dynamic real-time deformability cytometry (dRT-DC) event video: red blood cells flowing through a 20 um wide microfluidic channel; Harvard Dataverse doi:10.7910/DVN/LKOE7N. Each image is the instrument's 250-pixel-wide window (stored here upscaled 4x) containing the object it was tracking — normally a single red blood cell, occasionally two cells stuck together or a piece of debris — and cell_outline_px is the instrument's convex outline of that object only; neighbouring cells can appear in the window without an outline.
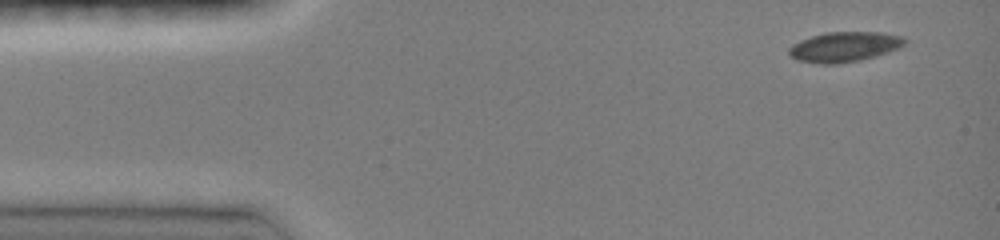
{"species": "common noctule bat (a hibernating species)", "species_latin": "Nyctalus noctula", "temperature_condition": "room temperature", "stored_images_in_passage": 9, "camera_frame_rate_fps": 3000, "um_per_image_px": 0.085, "animal": {"sex": "female", "body_mass_g": 19.0, "forearm_length_mm": 51.5}, "frame": {"image": 1, "passage_image": 1, "time_ms": 0.0, "image_size_px": [1000, 240], "cell_outline_px": [[908, 40], [904, 44], [888, 52], [876, 56], [860, 60], [836, 64], [820, 64], [796, 60], [788, 56], [788, 48], [792, 44], [800, 40], [812, 36], [828, 32], [880, 32], [904, 36]], "centroid_in_image_um": [71.74, 3.98], "position_along_channel_um": 13.3, "area_um2": 20.4}}
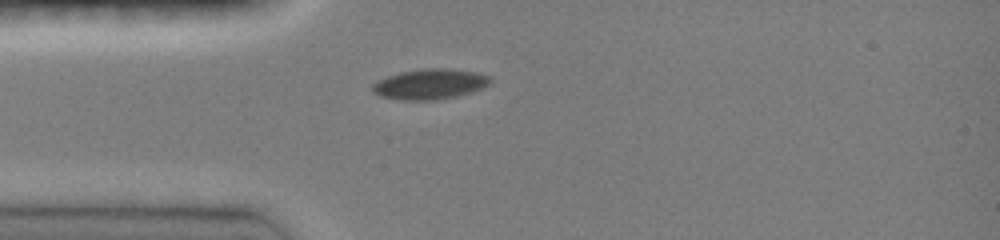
{"frame": {"image": 2, "passage_image": 8, "time_ms": 2.333, "image_size_px": [1000, 240], "cell_outline_px": [[492, 80], [488, 84], [472, 92], [456, 96], [436, 100], [400, 100], [380, 96], [372, 92], [372, 84], [388, 76], [400, 72], [424, 68], [440, 68], [476, 72], [488, 76]], "centroid_in_image_um": [36.51, 7.16], "position_along_channel_um": 48.5, "area_um2": 20.63}}